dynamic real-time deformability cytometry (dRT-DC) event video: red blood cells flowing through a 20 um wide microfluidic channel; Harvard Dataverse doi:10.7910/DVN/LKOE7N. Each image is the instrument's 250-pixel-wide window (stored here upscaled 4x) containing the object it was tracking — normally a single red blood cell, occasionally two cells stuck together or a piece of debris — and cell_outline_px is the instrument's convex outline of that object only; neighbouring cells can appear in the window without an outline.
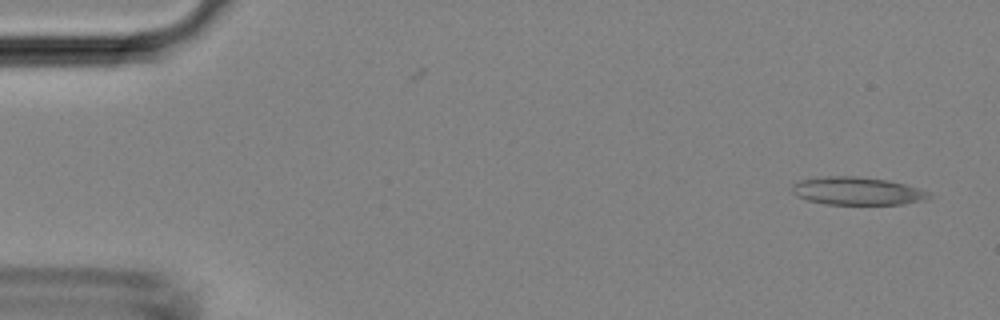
{"species": "Egyptian fruit bat (a non-hibernating species)", "species_latin": "Rousettus aegyptiacus", "temperature_condition": "room temperature", "stored_images_in_passage": 43, "camera_frame_rate_fps": 3000, "um_per_image_px": 0.085, "animal": {"sex": "female"}, "frame": {"image": 1, "passage_image": 1, "time_ms": 0.0, "image_size_px": [1000, 320], "cell_outline_px": [[932, 196], [924, 200], [904, 204], [824, 204], [808, 200], [796, 196], [792, 192], [792, 184], [800, 180], [820, 176], [856, 176], [888, 180], [904, 184], [932, 192]], "centroid_in_image_um": [72.86, 16.23], "position_along_channel_um": 12.1, "area_um2": 22.43}}
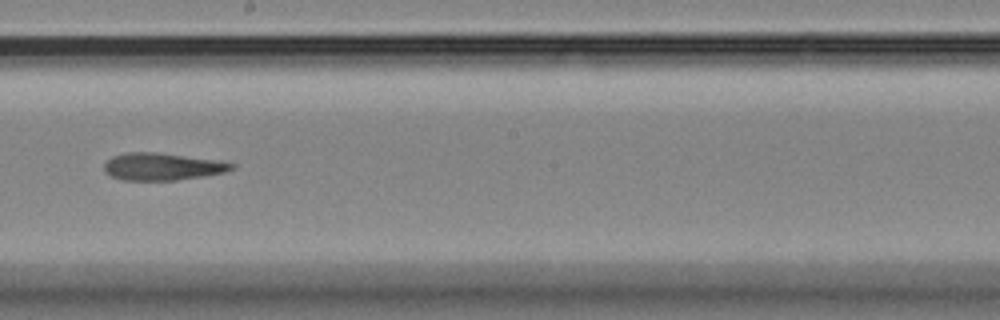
{"frame": {"image": 2, "passage_image": 24, "time_ms": 7.667, "image_size_px": [1000, 320], "cell_outline_px": [[236, 168], [224, 172], [204, 176], [176, 180], [124, 180], [112, 176], [104, 172], [104, 164], [112, 156], [128, 152], [156, 152], [220, 160], [236, 164]], "centroid_in_image_um": [13.82, 14.15], "position_along_channel_um": 234.4, "area_um2": 20.35}}
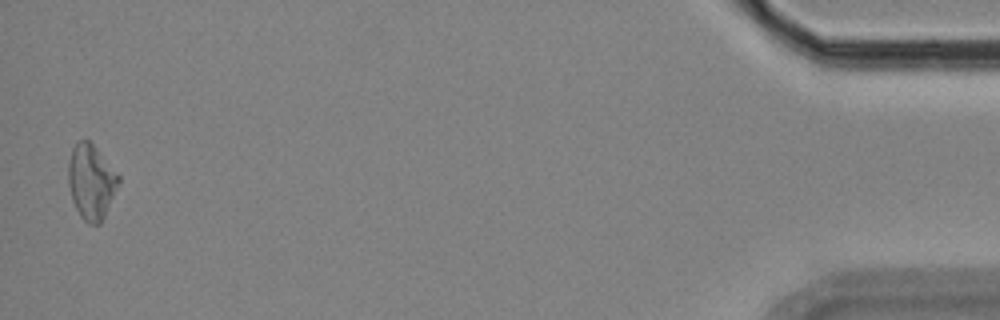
{"frame": {"image": 3, "passage_image": 43, "time_ms": 14.0, "image_size_px": [1000, 320], "cell_outline_px": [[120, 184], [100, 224], [88, 224], [80, 216], [72, 200], [68, 184], [68, 164], [72, 148], [80, 140], [88, 140], [96, 148], [120, 176]], "centroid_in_image_um": [7.75, 15.47], "position_along_channel_um": 427.4, "area_um2": 21.85}}